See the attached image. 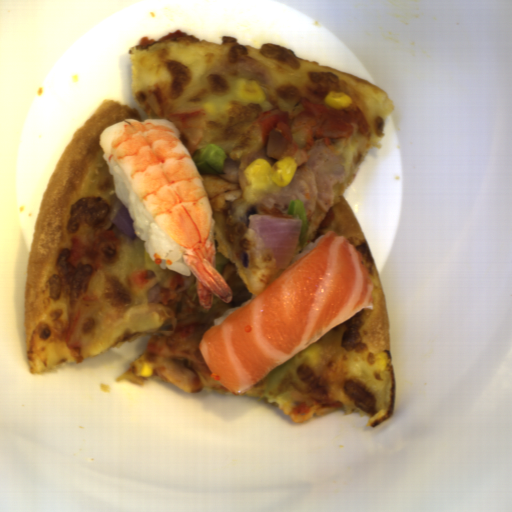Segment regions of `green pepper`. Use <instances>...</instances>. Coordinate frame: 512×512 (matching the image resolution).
<instances>
[{"instance_id": "372bd49c", "label": "green pepper", "mask_w": 512, "mask_h": 512, "mask_svg": "<svg viewBox=\"0 0 512 512\" xmlns=\"http://www.w3.org/2000/svg\"><path fill=\"white\" fill-rule=\"evenodd\" d=\"M308 390V386L302 383L296 368L286 361L268 374L262 399L268 402L286 392L304 394Z\"/></svg>"}, {"instance_id": "57f89d1c", "label": "green pepper", "mask_w": 512, "mask_h": 512, "mask_svg": "<svg viewBox=\"0 0 512 512\" xmlns=\"http://www.w3.org/2000/svg\"><path fill=\"white\" fill-rule=\"evenodd\" d=\"M287 215L289 219H300L302 227L297 243L302 246L305 245L306 233L309 223L301 200L295 199L291 201Z\"/></svg>"}, {"instance_id": "a9488481", "label": "green pepper", "mask_w": 512, "mask_h": 512, "mask_svg": "<svg viewBox=\"0 0 512 512\" xmlns=\"http://www.w3.org/2000/svg\"><path fill=\"white\" fill-rule=\"evenodd\" d=\"M215 255H216L215 267H216L217 271L220 273V275L222 276L226 265H228L231 262H230L229 258H227L226 256H224L221 253H218L215 251Z\"/></svg>"}, {"instance_id": "c4517986", "label": "green pepper", "mask_w": 512, "mask_h": 512, "mask_svg": "<svg viewBox=\"0 0 512 512\" xmlns=\"http://www.w3.org/2000/svg\"><path fill=\"white\" fill-rule=\"evenodd\" d=\"M226 153L216 143H208L203 148H199L193 161L201 175H214L225 173Z\"/></svg>"}]
</instances>
